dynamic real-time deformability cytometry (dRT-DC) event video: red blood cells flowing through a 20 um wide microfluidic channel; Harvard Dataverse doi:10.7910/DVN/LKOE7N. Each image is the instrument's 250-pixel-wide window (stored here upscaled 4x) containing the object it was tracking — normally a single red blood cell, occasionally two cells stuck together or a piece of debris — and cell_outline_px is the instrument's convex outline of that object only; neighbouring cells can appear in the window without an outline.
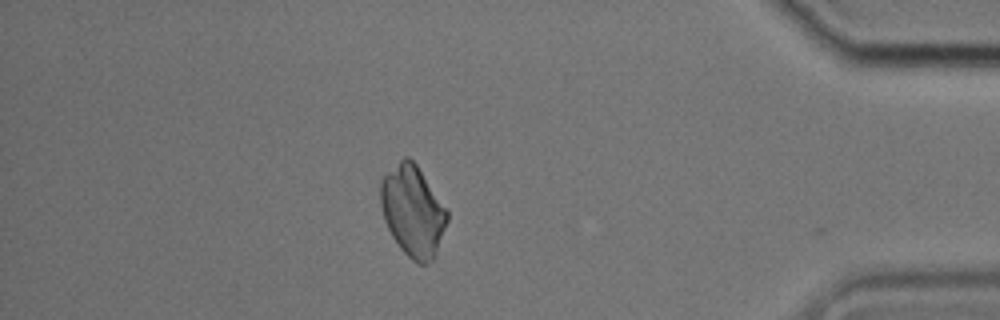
{"species": "common noctule bat (a hibernating species)", "species_latin": "Nyctalus noctula", "temperature_condition": "cold", "stored_images_in_passage": 31, "camera_frame_rate_fps": 3000, "um_per_image_px": 0.085, "animal": {"sex": "male", "body_mass_g": 17.9, "forearm_length_mm": 54.2}, "frame": {"image": 1, "passage_image": 29, "time_ms": 9.333, "image_size_px": [1000, 320], "cell_outline_px": [[448, 220], [432, 260], [424, 264], [416, 264], [400, 248], [392, 236], [384, 220], [380, 204], [380, 180], [404, 156], [408, 156], [416, 164], [448, 208]], "centroid_in_image_um": [35.08, 17.92], "position_along_channel_um": 400.1, "area_um2": 35.14}}